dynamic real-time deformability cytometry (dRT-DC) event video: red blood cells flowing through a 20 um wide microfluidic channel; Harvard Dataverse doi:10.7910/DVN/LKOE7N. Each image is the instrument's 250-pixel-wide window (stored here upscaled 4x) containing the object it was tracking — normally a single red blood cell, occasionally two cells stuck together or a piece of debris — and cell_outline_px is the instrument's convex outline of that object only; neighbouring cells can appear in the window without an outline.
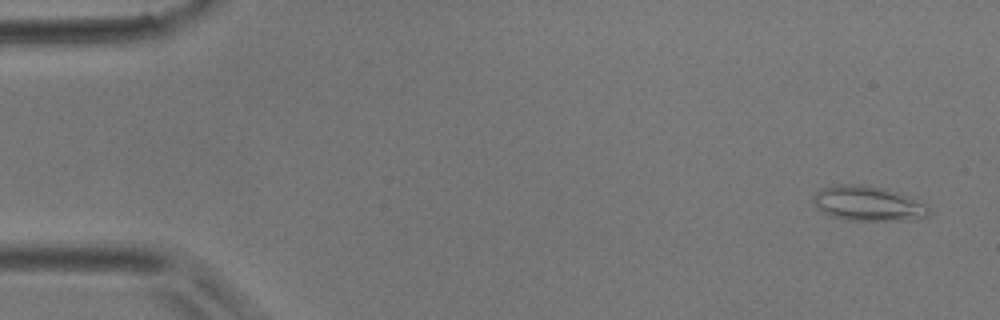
{"species": "common noctule bat (a hibernating species)", "species_latin": "Nyctalus noctula", "temperature_condition": "room temperature", "stored_images_in_passage": 2, "camera_frame_rate_fps": 3000, "um_per_image_px": 0.085, "animal": {"sex": "male", "body_mass_g": 17.9}, "frame": {"image": 1, "passage_image": 1, "time_ms": 0.0, "image_size_px": [1000, 320], "cell_outline_px": [[932, 212], [928, 216], [912, 220], [848, 220], [832, 216], [824, 212], [812, 200], [812, 196], [816, 192], [832, 184], [860, 184], [900, 192], [908, 196], [928, 208]], "centroid_in_image_um": [73.78, 17.29], "position_along_channel_um": 11.2, "area_um2": 23.18}}